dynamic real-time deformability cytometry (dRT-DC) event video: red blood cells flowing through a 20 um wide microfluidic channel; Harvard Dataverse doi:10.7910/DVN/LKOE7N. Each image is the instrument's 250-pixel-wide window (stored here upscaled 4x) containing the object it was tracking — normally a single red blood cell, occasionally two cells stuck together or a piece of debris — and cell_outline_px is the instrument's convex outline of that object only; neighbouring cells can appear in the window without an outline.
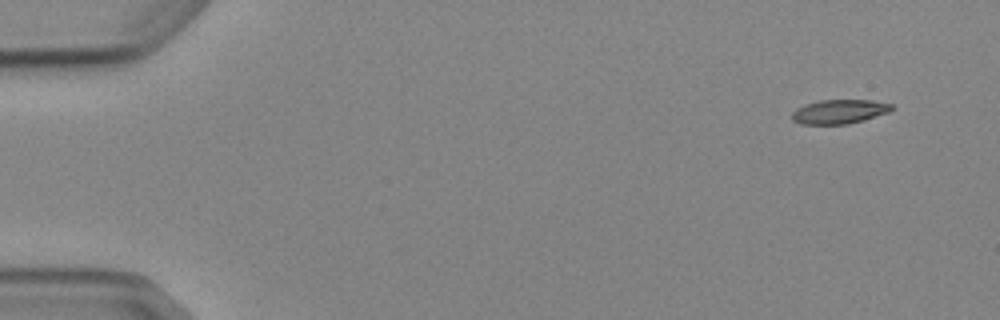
{"species": "Egyptian fruit bat (a non-hibernating species)", "species_latin": "Rousettus aegyptiacus", "temperature_condition": "cold", "stored_images_in_passage": 4, "camera_frame_rate_fps": 3000, "um_per_image_px": 0.085, "animal": {"sex": "female"}, "frame": {"image": 1, "passage_image": 1, "time_ms": 0.0, "image_size_px": [1000, 320], "cell_outline_px": [[896, 108], [888, 112], [864, 120], [848, 124], [800, 124], [792, 120], [792, 112], [796, 108], [804, 104], [820, 100], [872, 100], [892, 104]], "centroid_in_image_um": [71.34, 9.48], "position_along_channel_um": 13.7, "area_um2": 14.16}}
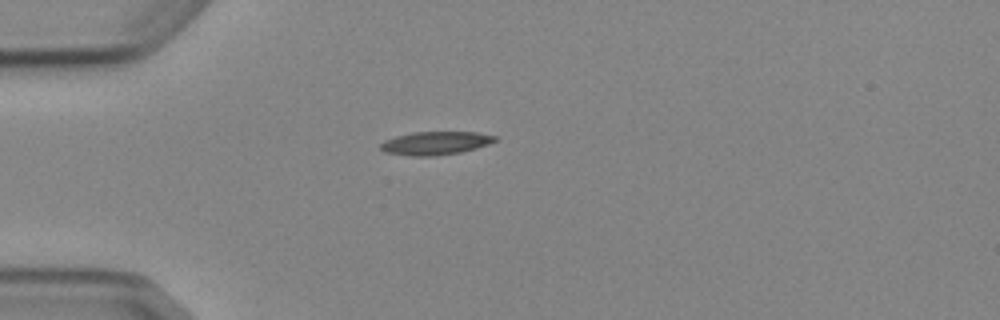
{"frame": {"image": 2, "passage_image": 4, "time_ms": 3.667, "image_size_px": [1000, 320], "cell_outline_px": [[496, 140], [488, 144], [476, 148], [460, 152], [432, 156], [412, 156], [384, 152], [380, 148], [380, 144], [384, 140], [396, 136], [412, 132], [476, 132], [496, 136]], "centroid_in_image_um": [36.98, 12.16], "position_along_channel_um": 48.0, "area_um2": 15.43}}